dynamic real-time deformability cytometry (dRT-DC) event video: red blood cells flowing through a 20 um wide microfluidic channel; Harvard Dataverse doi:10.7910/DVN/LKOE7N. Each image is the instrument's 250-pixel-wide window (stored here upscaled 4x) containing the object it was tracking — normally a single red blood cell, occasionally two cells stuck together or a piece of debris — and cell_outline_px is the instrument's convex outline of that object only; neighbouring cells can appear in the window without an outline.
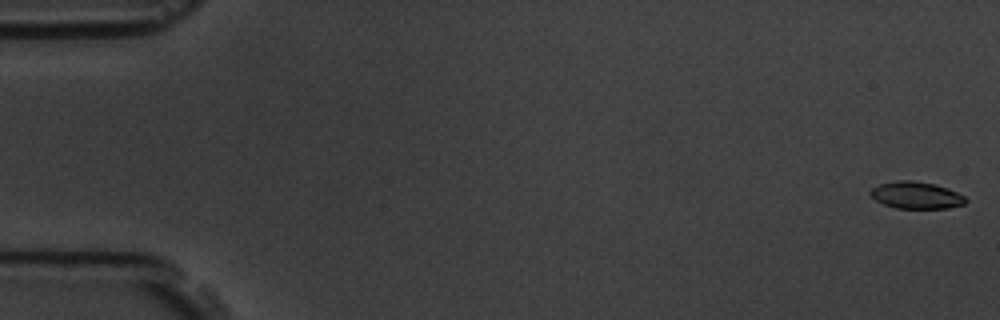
{"species": "common noctule bat (a hibernating species)", "species_latin": "Nyctalus noctula", "temperature_condition": "room temperature", "stored_images_in_passage": 6, "camera_frame_rate_fps": 3000, "um_per_image_px": 0.085, "animal": {"sex": "male", "body_mass_g": 19.5, "forearm_length_mm": 54.6}, "frame": {"image": 1, "passage_image": 1, "time_ms": 0.0, "image_size_px": [1000, 320], "cell_outline_px": [[968, 200], [964, 204], [948, 208], [896, 208], [884, 204], [876, 200], [868, 192], [872, 188], [880, 184], [896, 180], [912, 180], [932, 184], [948, 188], [964, 196]], "centroid_in_image_um": [77.87, 16.59], "position_along_channel_um": 7.1, "area_um2": 14.85}}
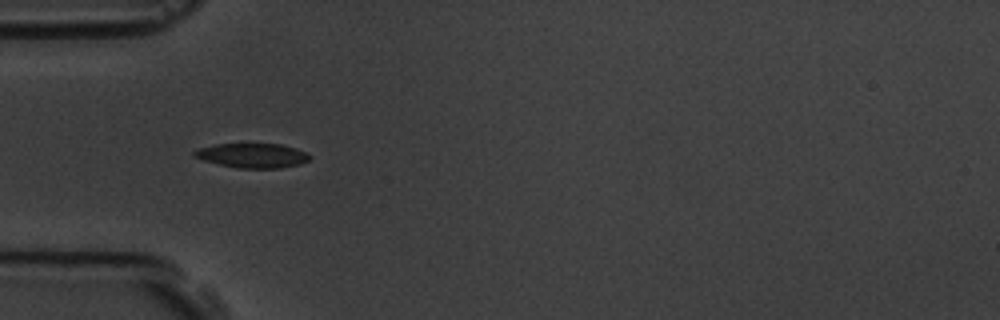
{"frame": {"image": 2, "passage_image": 5, "time_ms": 5.667, "image_size_px": [1000, 320], "cell_outline_px": [[312, 156], [308, 160], [300, 164], [280, 168], [236, 168], [204, 160], [192, 156], [192, 152], [200, 148], [216, 144], [280, 144], [304, 152]], "centroid_in_image_um": [21.43, 13.22], "position_along_channel_um": 63.6, "area_um2": 16.24}}
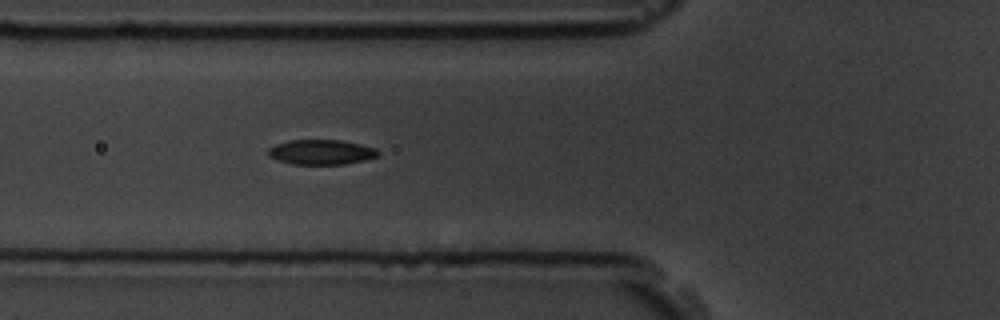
{"frame": {"image": 3, "passage_image": 6, "time_ms": 6.667, "image_size_px": [1000, 320], "cell_outline_px": [[380, 152], [376, 156], [364, 160], [344, 164], [292, 164], [276, 160], [268, 156], [268, 148], [276, 144], [288, 140], [340, 140], [360, 144], [376, 148]], "centroid_in_image_um": [27.27, 12.92], "position_along_channel_um": 98.5, "area_um2": 15.95}}